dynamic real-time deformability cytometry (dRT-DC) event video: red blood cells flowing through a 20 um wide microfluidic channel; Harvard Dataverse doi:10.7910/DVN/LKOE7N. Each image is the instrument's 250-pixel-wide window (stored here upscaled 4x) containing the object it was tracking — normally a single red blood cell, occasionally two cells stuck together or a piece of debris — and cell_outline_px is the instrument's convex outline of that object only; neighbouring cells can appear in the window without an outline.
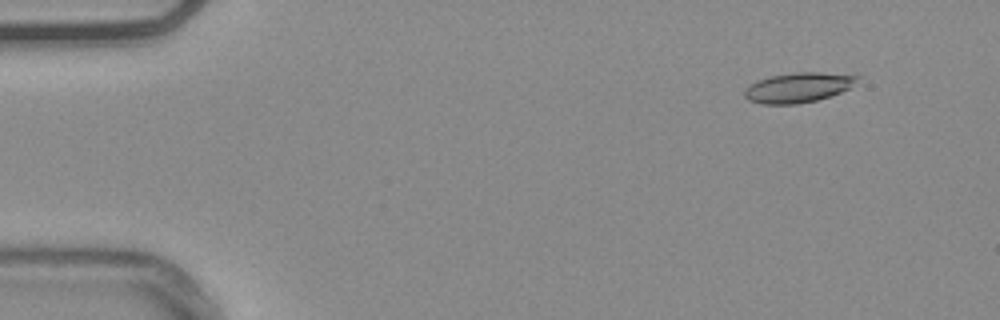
{"species": "common noctule bat (a hibernating species)", "species_latin": "Nyctalus noctula", "temperature_condition": "warm", "stored_images_in_passage": 50, "camera_frame_rate_fps": 3000, "um_per_image_px": 0.085, "animal": {"sex": "male", "body_mass_g": 20.4}, "frame": {"image": 1, "passage_image": 1, "time_ms": 0.0, "image_size_px": [1000, 320], "cell_outline_px": [[860, 76], [848, 88], [840, 92], [816, 100], [796, 104], [760, 104], [748, 100], [744, 96], [744, 88], [748, 84], [756, 80], [772, 76], [792, 72], [820, 72]], "centroid_in_image_um": [67.75, 7.44], "position_along_channel_um": 17.3, "area_um2": 19.54}}
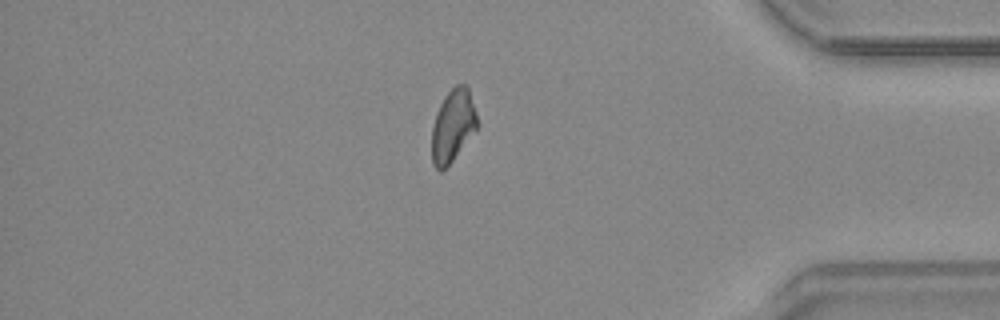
{"frame": {"image": 2, "passage_image": 42, "time_ms": 13.667, "image_size_px": [1000, 320], "cell_outline_px": [[480, 124], [452, 160], [440, 172], [432, 164], [432, 128], [440, 104], [444, 96], [456, 84], [468, 84]], "centroid_in_image_um": [38.52, 10.64], "position_along_channel_um": 396.7, "area_um2": 19.13}}
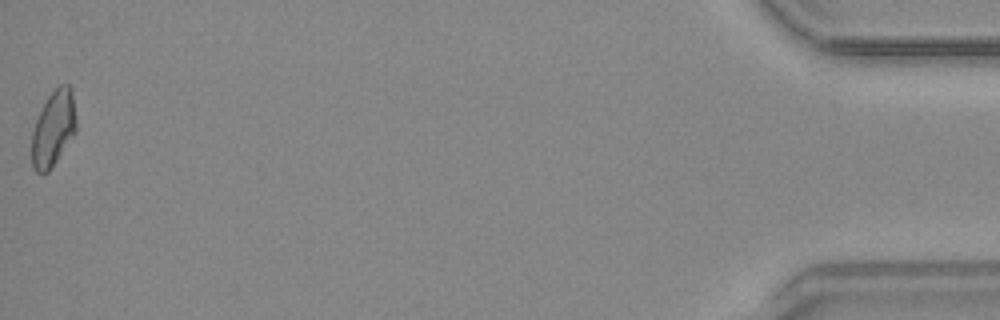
{"frame": {"image": 3, "passage_image": 50, "time_ms": 16.333, "image_size_px": [1000, 320], "cell_outline_px": [[76, 132], [48, 172], [36, 172], [32, 168], [32, 132], [36, 120], [48, 96], [60, 84], [68, 84], [72, 88], [76, 116]], "centroid_in_image_um": [4.55, 10.91], "position_along_channel_um": 430.7, "area_um2": 19.48}}